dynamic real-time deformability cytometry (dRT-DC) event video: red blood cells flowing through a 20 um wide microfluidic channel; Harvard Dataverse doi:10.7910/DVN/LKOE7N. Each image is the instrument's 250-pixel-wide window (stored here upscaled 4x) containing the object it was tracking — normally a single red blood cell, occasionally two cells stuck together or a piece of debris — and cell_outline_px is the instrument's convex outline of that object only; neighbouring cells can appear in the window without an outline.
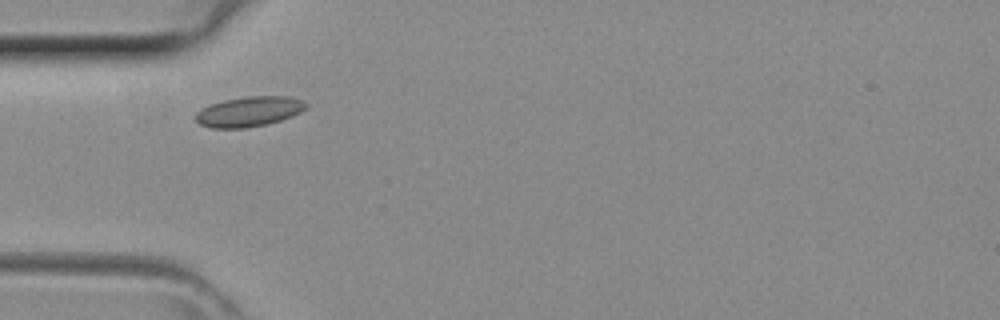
{"species": "common noctule bat (a hibernating species)", "species_latin": "Nyctalus noctula", "temperature_condition": "room temperature", "stored_images_in_passage": 3, "camera_frame_rate_fps": 3000, "um_per_image_px": 0.085, "animal": {"sex": "female", "body_mass_g": 29.2, "forearm_length_mm": 56.3}, "frame": {"image": 1, "passage_image": 1, "time_ms": 0.0, "image_size_px": [1000, 320], "cell_outline_px": [[308, 108], [292, 116], [280, 120], [264, 124], [244, 128], [212, 128], [200, 124], [196, 120], [196, 112], [200, 108], [224, 100], [248, 96], [288, 96], [304, 100], [308, 104]], "centroid_in_image_um": [21.19, 9.47], "position_along_channel_um": 63.8, "area_um2": 19.31}}